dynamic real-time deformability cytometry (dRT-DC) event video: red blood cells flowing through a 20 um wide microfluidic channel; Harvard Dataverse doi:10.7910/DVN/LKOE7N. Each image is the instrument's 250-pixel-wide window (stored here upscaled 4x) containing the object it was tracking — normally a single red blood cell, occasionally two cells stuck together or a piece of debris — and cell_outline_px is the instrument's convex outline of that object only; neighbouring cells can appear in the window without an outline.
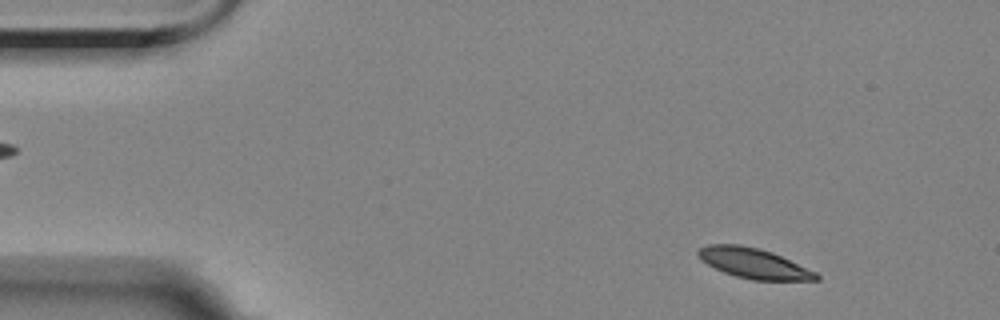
{"species": "Egyptian fruit bat (a non-hibernating species)", "species_latin": "Rousettus aegyptiacus", "temperature_condition": "room temperature", "stored_images_in_passage": 3, "camera_frame_rate_fps": 3000, "um_per_image_px": 0.085, "animal": {"sex": "female"}, "frame": {"image": 1, "passage_image": 3, "time_ms": 3.333, "image_size_px": [1000, 320], "cell_outline_px": [[820, 280], [752, 280], [736, 276], [724, 272], [700, 260], [696, 256], [696, 252], [700, 248], [708, 244], [740, 244], [760, 248], [772, 252], [816, 272], [820, 276]], "centroid_in_image_um": [64.04, 22.37], "position_along_channel_um": 21.0, "area_um2": 20.75}}